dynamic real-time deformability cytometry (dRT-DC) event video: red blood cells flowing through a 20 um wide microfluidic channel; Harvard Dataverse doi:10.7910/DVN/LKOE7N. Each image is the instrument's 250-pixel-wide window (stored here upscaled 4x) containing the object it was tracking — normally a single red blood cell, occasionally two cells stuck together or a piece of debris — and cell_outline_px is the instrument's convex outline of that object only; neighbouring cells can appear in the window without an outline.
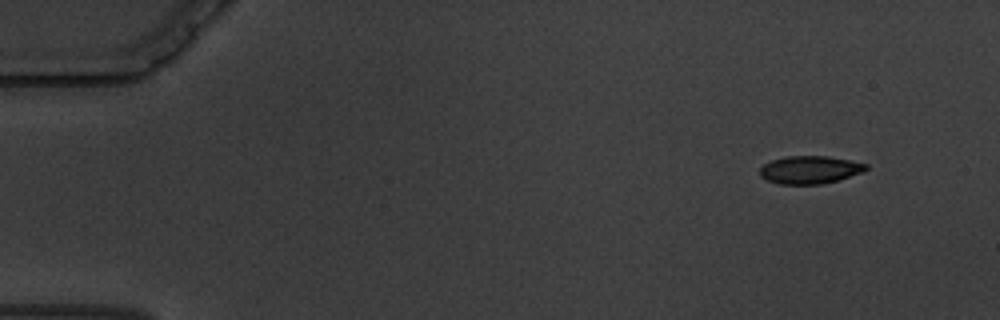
{"species": "common noctule bat (a hibernating species)", "species_latin": "Nyctalus noctula", "temperature_condition": "warm", "stored_images_in_passage": 56, "camera_frame_rate_fps": 3000, "um_per_image_px": 0.085, "animal": {"sex": "male", "body_mass_g": 19.5, "forearm_length_mm": 54.6}, "frame": {"image": 1, "passage_image": 1, "time_ms": 0.0, "image_size_px": [1000, 320], "cell_outline_px": [[868, 168], [864, 172], [836, 180], [820, 184], [780, 184], [768, 180], [760, 176], [760, 168], [764, 164], [772, 160], [784, 156], [828, 156], [868, 164]], "centroid_in_image_um": [68.84, 14.42], "position_along_channel_um": 16.2, "area_um2": 17.11}}
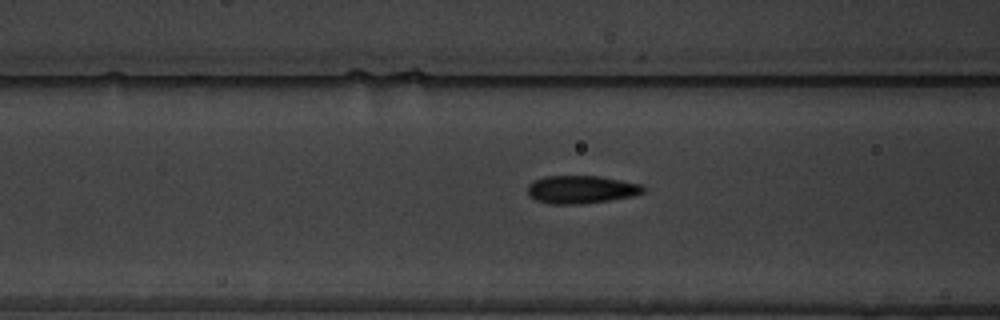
{"frame": {"image": 2, "passage_image": 20, "time_ms": 6.333, "image_size_px": [1000, 320], "cell_outline_px": [[644, 192], [632, 196], [608, 200], [580, 204], [552, 204], [536, 200], [528, 196], [528, 184], [532, 180], [544, 176], [600, 176], [644, 184]], "centroid_in_image_um": [49.39, 16.09], "position_along_channel_um": 117.2, "area_um2": 18.96}}
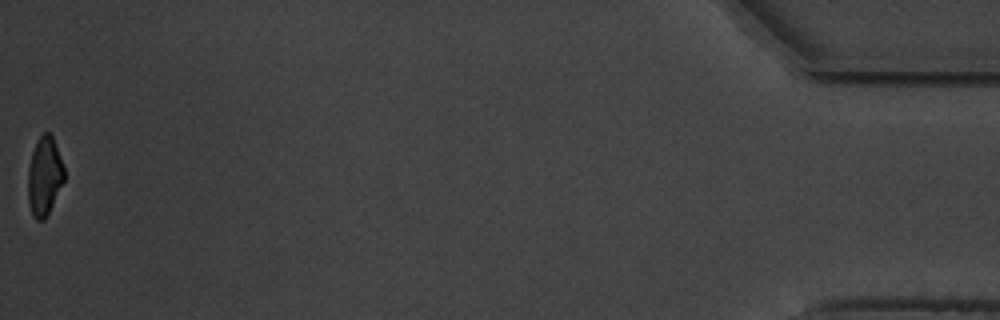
{"frame": {"image": 3, "passage_image": 56, "time_ms": 18.333, "image_size_px": [1000, 320], "cell_outline_px": [[64, 180], [44, 220], [36, 220], [32, 216], [28, 204], [28, 168], [32, 152], [40, 136], [44, 132], [48, 132], [52, 136], [64, 168]], "centroid_in_image_um": [3.75, 15.0], "position_along_channel_um": 431.4, "area_um2": 16.3}, "authors_computed_cell_mechanics": {"area_um2": 18.5249, "velocity_mm_per_s": 3.3969, "shape_relaxation_time_tau1_ms": 6.2661, "shape_relaxation_time_tau2_ms": 1.1669, "deformation_change_tau1": 0.1576, "deformation_change_tau2": 0.0595}}